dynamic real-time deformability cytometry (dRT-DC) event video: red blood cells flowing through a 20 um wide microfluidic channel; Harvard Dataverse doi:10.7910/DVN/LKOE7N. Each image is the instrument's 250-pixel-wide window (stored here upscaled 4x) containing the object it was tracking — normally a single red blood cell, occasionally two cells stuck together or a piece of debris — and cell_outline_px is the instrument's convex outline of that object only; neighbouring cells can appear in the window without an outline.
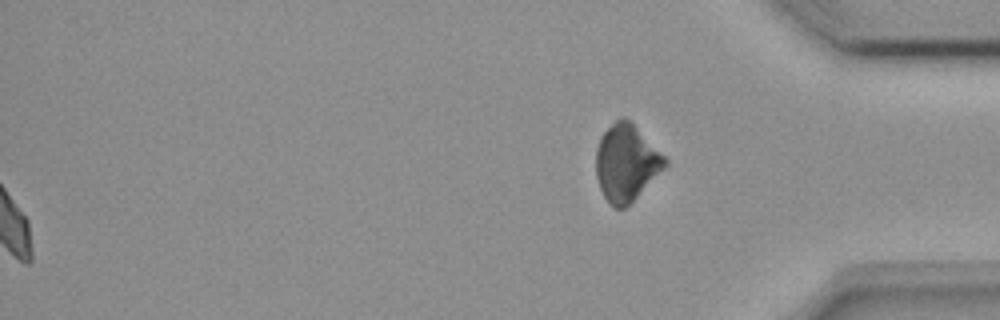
{"species": "common noctule bat (a hibernating species)", "species_latin": "Nyctalus noctula", "temperature_condition": "room temperature", "stored_images_in_passage": 38, "segment_of_instrument_passage": [2, 2], "camera_frame_rate_fps": 3000, "um_per_image_px": 0.085, "animal": {"sex": "female", "body_mass_g": 18.4}, "frame": {"image": 1, "passage_image": 38, "time_ms": 12.333, "image_size_px": [1000, 320], "cell_outline_px": [[668, 164], [624, 208], [616, 208], [604, 196], [600, 188], [596, 176], [596, 148], [600, 136], [620, 116], [624, 116], [668, 160]], "centroid_in_image_um": [53.2, 13.82], "position_along_channel_um": 382.0, "area_um2": 29.94}}